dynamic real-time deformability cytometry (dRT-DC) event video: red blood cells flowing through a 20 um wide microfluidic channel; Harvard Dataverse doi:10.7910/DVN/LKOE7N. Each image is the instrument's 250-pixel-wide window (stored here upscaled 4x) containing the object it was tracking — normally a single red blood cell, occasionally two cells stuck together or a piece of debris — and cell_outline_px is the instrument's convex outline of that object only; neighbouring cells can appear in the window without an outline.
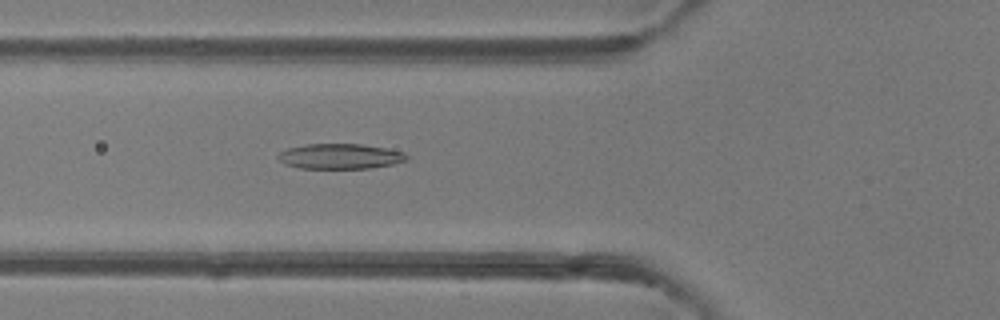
{"species": "common noctule bat (a hibernating species)", "species_latin": "Nyctalus noctula", "temperature_condition": "room temperature", "stored_images_in_passage": 45, "camera_frame_rate_fps": 3000, "um_per_image_px": 0.085, "animal": {"sex": "female"}, "frame": {"image": 1, "passage_image": 18, "time_ms": 5.667, "image_size_px": [1000, 320], "cell_outline_px": [[408, 160], [392, 164], [368, 168], [300, 168], [284, 164], [276, 156], [280, 152], [288, 148], [304, 144], [360, 144], [384, 148], [404, 152], [408, 156]], "centroid_in_image_um": [28.89, 13.28], "position_along_channel_um": 96.9, "area_um2": 18.79}}
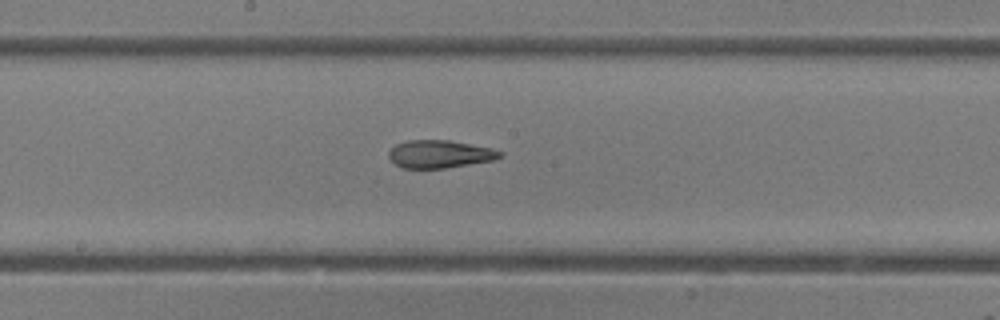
{"frame": {"image": 2, "passage_image": 26, "time_ms": 8.333, "image_size_px": [1000, 320], "cell_outline_px": [[504, 152], [496, 160], [444, 168], [404, 168], [396, 164], [388, 156], [388, 152], [396, 144], [408, 140], [448, 140], [492, 148]], "centroid_in_image_um": [37.4, 13.09], "position_along_channel_um": 210.8, "area_um2": 17.92}}
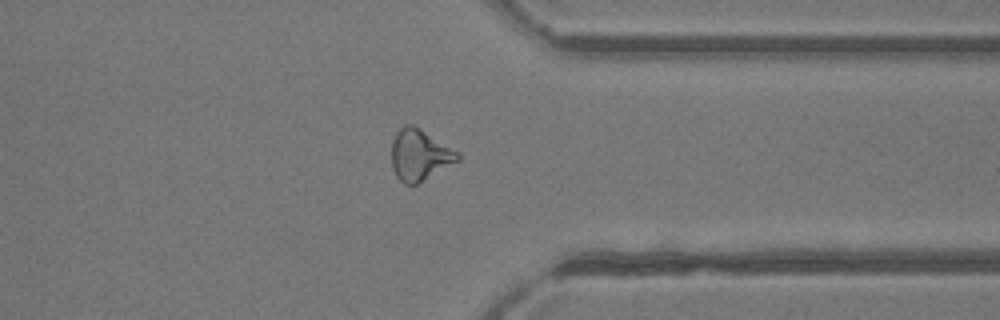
{"frame": {"image": 3, "passage_image": 38, "time_ms": 12.333, "image_size_px": [1000, 320], "cell_outline_px": [[460, 160], [416, 184], [404, 184], [396, 176], [392, 168], [392, 140], [396, 132], [404, 124], [412, 124], [460, 152]], "centroid_in_image_um": [35.66, 13.16], "position_along_channel_um": 375.7, "area_um2": 19.65}, "authors_computed_cell_mechanics": {"area_um2": 19.5942, "velocity_mm_per_s": 4.2415, "shape_relaxation_time_tau1_ms": 7.5805, "shape_relaxation_time_tau2_ms": 2.0391, "deformation_change_tau1": 0.2198, "deformation_change_tau2": 0.0983}}